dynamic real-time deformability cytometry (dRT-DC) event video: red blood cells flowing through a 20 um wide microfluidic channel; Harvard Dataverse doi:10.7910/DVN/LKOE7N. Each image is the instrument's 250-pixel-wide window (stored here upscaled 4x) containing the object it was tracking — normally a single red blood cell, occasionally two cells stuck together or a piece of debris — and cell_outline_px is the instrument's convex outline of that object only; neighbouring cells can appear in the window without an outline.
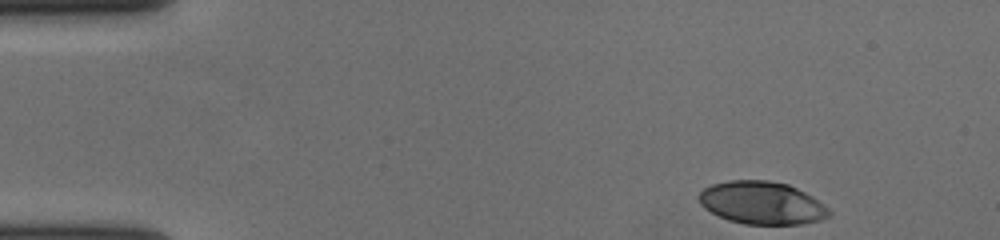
{"species": "human", "species_latin": "Homo sapiens", "temperature_condition": "cold", "stored_images_in_passage": 39, "camera_frame_rate_fps": 3000, "um_per_image_px": 0.085, "donor": {"sex": "female"}, "frame": {"image": 1, "passage_image": 1, "time_ms": 0.0, "image_size_px": [1000, 240], "cell_outline_px": [[832, 216], [820, 220], [800, 224], [744, 224], [728, 220], [704, 208], [700, 204], [696, 196], [704, 188], [712, 184], [728, 180], [768, 180], [788, 184], [812, 196], [828, 208], [832, 212]], "centroid_in_image_um": [64.75, 17.24], "position_along_channel_um": 20.2, "area_um2": 32.54}}
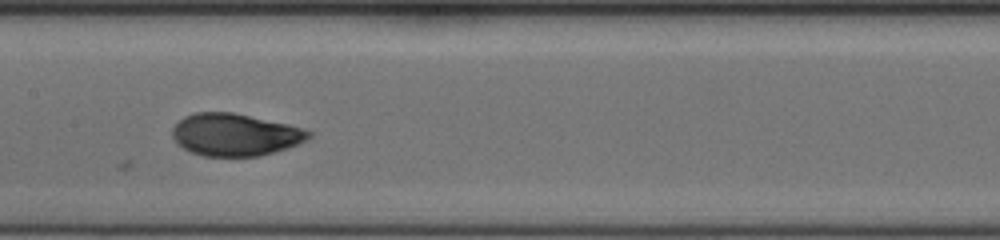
{"frame": {"image": 2, "passage_image": 23, "time_ms": 7.333, "image_size_px": [1000, 240], "cell_outline_px": [[312, 136], [288, 148], [260, 156], [204, 156], [192, 152], [184, 148], [172, 136], [172, 128], [184, 116], [196, 112], [232, 112], [288, 124], [312, 132]], "centroid_in_image_um": [19.97, 11.44], "position_along_channel_um": 187.4, "area_um2": 33.29}}
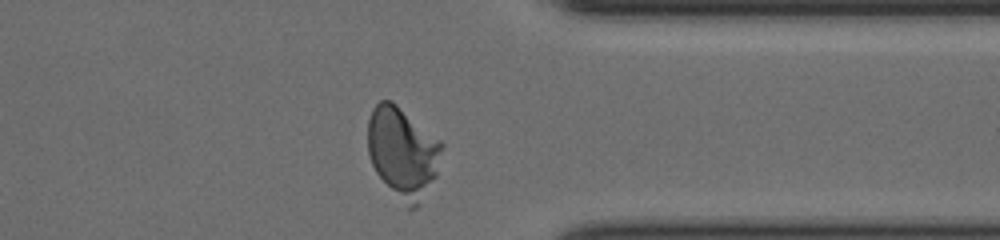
{"frame": {"image": 3, "passage_image": 39, "time_ms": 12.667, "image_size_px": [1000, 240], "cell_outline_px": [[444, 144], [436, 176], [420, 204], [416, 208], [408, 208], [376, 172], [368, 156], [368, 120], [372, 108], [380, 100], [392, 100], [440, 140]], "centroid_in_image_um": [34.24, 12.92], "position_along_channel_um": 377.2, "area_um2": 38.9}, "authors_computed_cell_mechanics": {"area_um2": 34.1598, "velocity_mm_per_s": 3.6622, "shape_relaxation_time_tau1_ms": 11.0349, "shape_relaxation_time_tau2_ms": null, "deformation_change_tau1": 0.4167, "deformation_change_tau2": null}}